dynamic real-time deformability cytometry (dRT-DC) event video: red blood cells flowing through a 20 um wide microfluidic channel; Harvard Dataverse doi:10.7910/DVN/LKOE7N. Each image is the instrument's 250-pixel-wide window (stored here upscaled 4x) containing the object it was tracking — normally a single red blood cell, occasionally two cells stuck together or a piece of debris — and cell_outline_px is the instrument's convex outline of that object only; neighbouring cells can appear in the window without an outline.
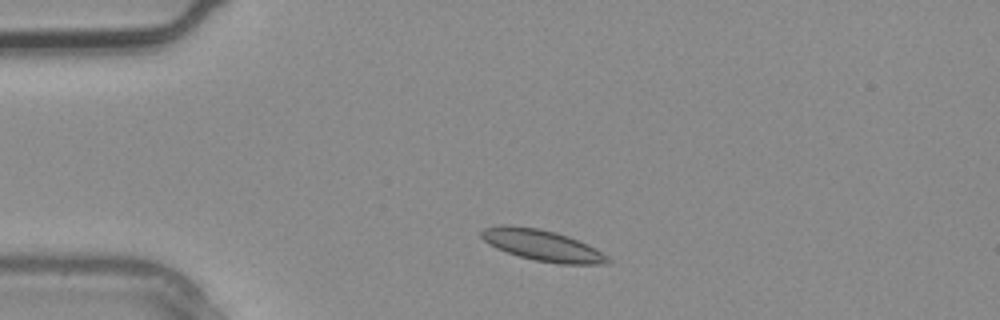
{"species": "common noctule bat (a hibernating species)", "species_latin": "Nyctalus noctula", "temperature_condition": "warm", "stored_images_in_passage": 2, "camera_frame_rate_fps": 3000, "um_per_image_px": 0.085, "animal": {"sex": "male", "body_mass_g": 20.4}, "frame": {"image": 1, "passage_image": 1, "time_ms": 0.0, "image_size_px": [1000, 320], "cell_outline_px": [[612, 260], [608, 264], [560, 264], [536, 260], [520, 256], [496, 248], [488, 244], [480, 236], [480, 232], [484, 228], [500, 224], [508, 224], [540, 228], [556, 232], [568, 236], [588, 244], [596, 248], [608, 256]], "centroid_in_image_um": [46.1, 20.84], "position_along_channel_um": 38.9, "area_um2": 23.12}}